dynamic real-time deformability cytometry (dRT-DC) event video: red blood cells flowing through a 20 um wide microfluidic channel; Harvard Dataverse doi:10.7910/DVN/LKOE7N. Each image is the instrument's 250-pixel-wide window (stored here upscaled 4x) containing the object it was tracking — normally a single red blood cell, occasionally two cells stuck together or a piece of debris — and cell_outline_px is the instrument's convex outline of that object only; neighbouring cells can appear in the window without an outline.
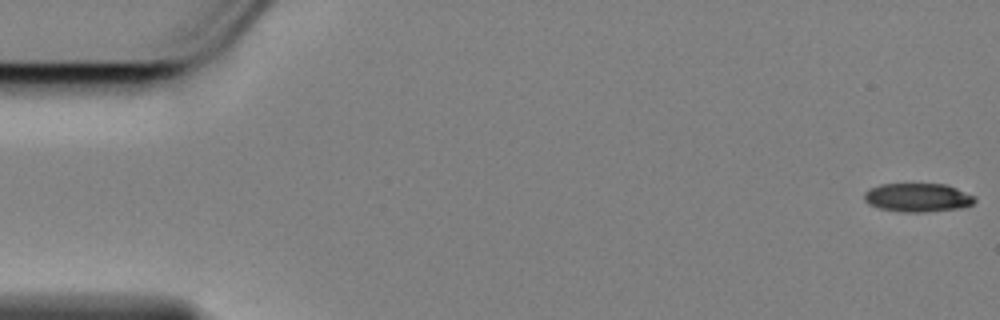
{"species": "Egyptian fruit bat (a non-hibernating species)", "species_latin": "Rousettus aegyptiacus", "temperature_condition": "cold", "stored_images_in_passage": 58, "camera_frame_rate_fps": 3000, "um_per_image_px": 0.085, "animal": {"sex": "female"}, "frame": {"image": 1, "passage_image": 1, "time_ms": 0.0, "image_size_px": [1000, 320], "cell_outline_px": [[976, 200], [972, 204], [960, 208], [924, 212], [900, 212], [880, 208], [868, 204], [864, 200], [864, 192], [880, 184], [944, 184], [956, 188], [976, 196]], "centroid_in_image_um": [78.01, 16.79], "position_along_channel_um": 7.0, "area_um2": 18.44}}
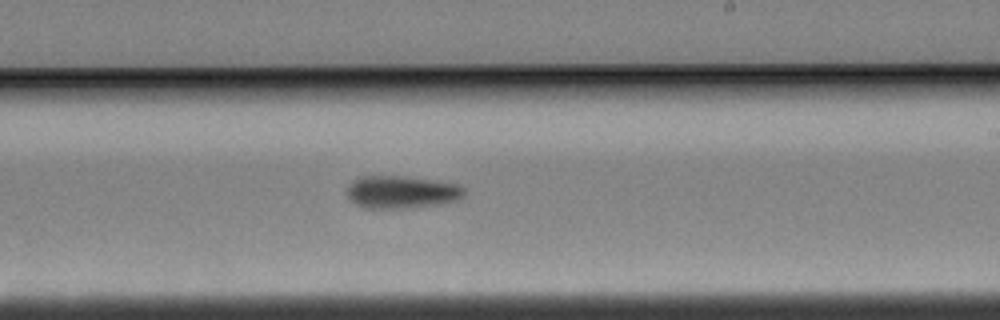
{"frame": {"image": 2, "passage_image": 34, "time_ms": 11.0, "image_size_px": [1000, 320], "cell_outline_px": [[464, 192], [460, 200], [440, 204], [412, 208], [360, 208], [348, 196], [348, 188], [356, 180], [364, 176], [404, 176], [460, 184], [464, 188]], "centroid_in_image_um": [34.19, 16.34], "position_along_channel_um": 254.8, "area_um2": 22.2}}
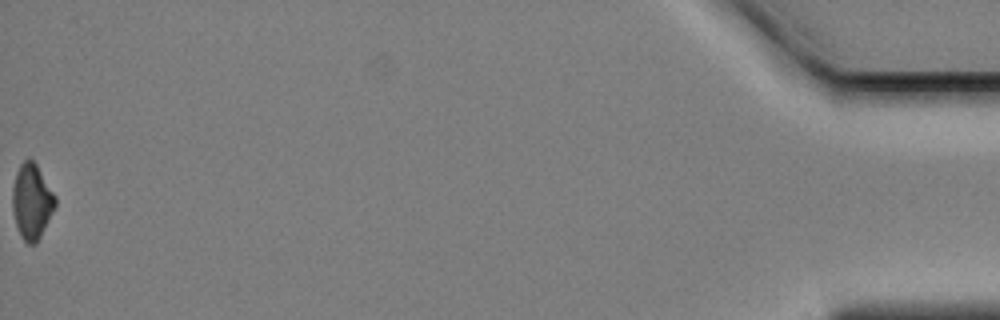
{"frame": {"image": 3, "passage_image": 58, "time_ms": 19.0, "image_size_px": [1000, 320], "cell_outline_px": [[56, 204], [40, 236], [32, 244], [28, 244], [20, 236], [16, 224], [12, 208], [12, 188], [16, 172], [20, 164], [28, 156], [36, 164], [56, 196]], "centroid_in_image_um": [2.68, 17.08], "position_along_channel_um": 432.5, "area_um2": 18.55}, "authors_computed_cell_mechanics": {"area_um2": 20.0855, "velocity_mm_per_s": 3.4678, "shape_relaxation_time_tau1_ms": 3.6361, "shape_relaxation_time_tau2_ms": null, "deformation_change_tau1": 0.1225, "deformation_change_tau2": null}}